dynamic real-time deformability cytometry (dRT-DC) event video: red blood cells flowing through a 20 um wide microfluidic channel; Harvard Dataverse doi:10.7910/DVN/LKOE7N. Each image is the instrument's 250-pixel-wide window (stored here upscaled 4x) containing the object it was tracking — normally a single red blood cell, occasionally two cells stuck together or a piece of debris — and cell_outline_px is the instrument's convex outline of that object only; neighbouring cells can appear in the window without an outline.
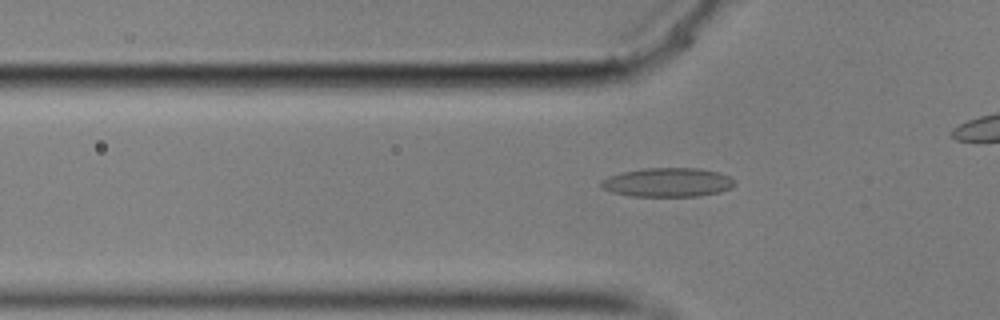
{"species": "common noctule bat (a hibernating species)", "species_latin": "Nyctalus noctula", "temperature_condition": "cold", "stored_images_in_passage": 32, "camera_frame_rate_fps": 3000, "um_per_image_px": 0.085, "animal": {"sex": "male", "body_mass_g": 17.9}, "frame": {"image": 1, "passage_image": 4, "time_ms": 1.0, "image_size_px": [1000, 320], "cell_outline_px": [[736, 184], [732, 188], [720, 192], [700, 196], [632, 196], [612, 192], [604, 188], [600, 184], [608, 176], [624, 172], [644, 168], [700, 168], [720, 172], [732, 176], [736, 180]], "centroid_in_image_um": [56.86, 15.49], "position_along_channel_um": 68.9, "area_um2": 22.72}}
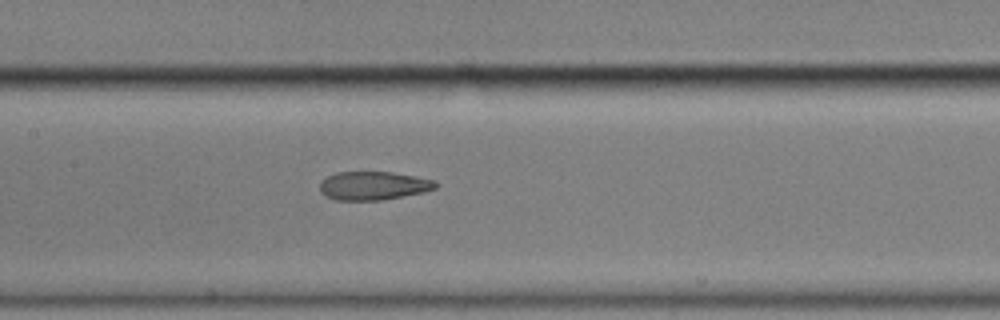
{"frame": {"image": 2, "passage_image": 13, "time_ms": 4.0, "image_size_px": [1000, 320], "cell_outline_px": [[436, 188], [424, 192], [404, 196], [380, 200], [336, 200], [324, 196], [320, 192], [320, 180], [336, 172], [392, 172], [416, 176], [436, 180]], "centroid_in_image_um": [31.72, 15.78], "position_along_channel_um": 175.7, "area_um2": 19.36}}
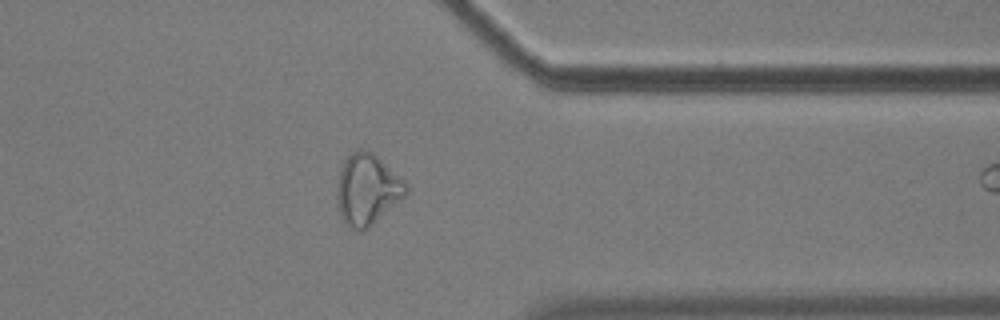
{"frame": {"image": 3, "passage_image": 31, "time_ms": 10.0, "image_size_px": [1000, 320], "cell_outline_px": [[408, 192], [404, 196], [368, 228], [360, 232], [344, 224], [340, 216], [336, 196], [336, 188], [340, 168], [344, 160], [352, 152], [372, 152], [404, 180], [408, 188]], "centroid_in_image_um": [31.18, 16.14], "position_along_channel_um": 380.2, "area_um2": 28.15}}